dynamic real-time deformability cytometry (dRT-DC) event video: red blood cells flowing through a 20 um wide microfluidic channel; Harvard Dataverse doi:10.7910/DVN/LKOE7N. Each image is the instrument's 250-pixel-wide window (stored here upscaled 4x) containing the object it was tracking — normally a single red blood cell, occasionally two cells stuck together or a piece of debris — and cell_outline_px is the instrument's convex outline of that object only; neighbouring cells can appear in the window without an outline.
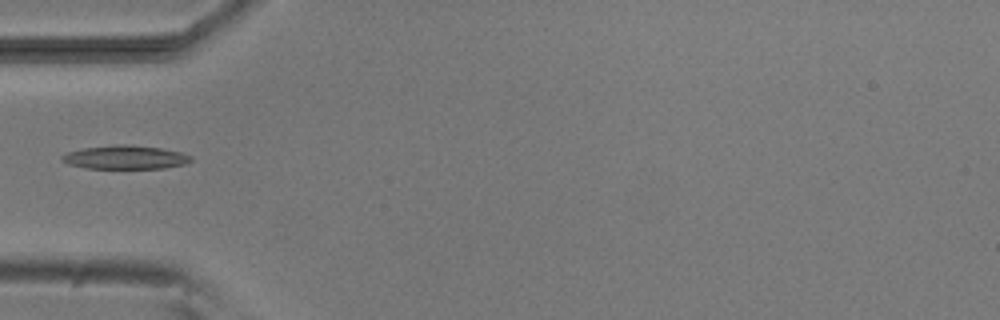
{"species": "common noctule bat (a hibernating species)", "species_latin": "Nyctalus noctula", "temperature_condition": "room temperature", "stored_images_in_passage": 3, "camera_frame_rate_fps": 3000, "um_per_image_px": 0.085, "animal": {"sex": "male", "body_mass_g": 20.5, "forearm_length_mm": 52.5}, "frame": {"image": 1, "passage_image": 2, "time_ms": 1.333, "image_size_px": [1000, 320], "cell_outline_px": [[192, 160], [184, 164], [164, 168], [84, 168], [68, 164], [60, 160], [60, 156], [68, 152], [84, 148], [112, 144], [128, 144], [160, 148], [180, 152], [192, 156]], "centroid_in_image_um": [10.61, 13.36], "position_along_channel_um": 74.4, "area_um2": 17.8}}
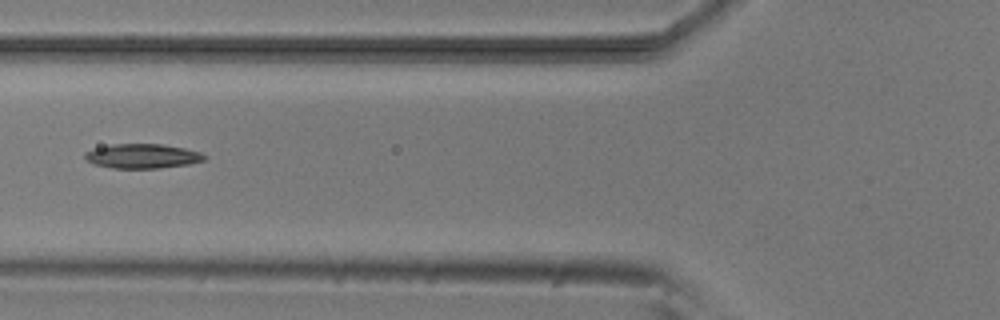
{"frame": {"image": 2, "passage_image": 3, "time_ms": 2.333, "image_size_px": [1000, 320], "cell_outline_px": [[208, 156], [204, 160], [188, 164], [160, 168], [112, 168], [96, 164], [88, 160], [84, 156], [84, 152], [96, 148], [112, 144], [160, 144], [184, 148], [200, 152]], "centroid_in_image_um": [12.13, 13.26], "position_along_channel_um": 113.7, "area_um2": 16.88}}